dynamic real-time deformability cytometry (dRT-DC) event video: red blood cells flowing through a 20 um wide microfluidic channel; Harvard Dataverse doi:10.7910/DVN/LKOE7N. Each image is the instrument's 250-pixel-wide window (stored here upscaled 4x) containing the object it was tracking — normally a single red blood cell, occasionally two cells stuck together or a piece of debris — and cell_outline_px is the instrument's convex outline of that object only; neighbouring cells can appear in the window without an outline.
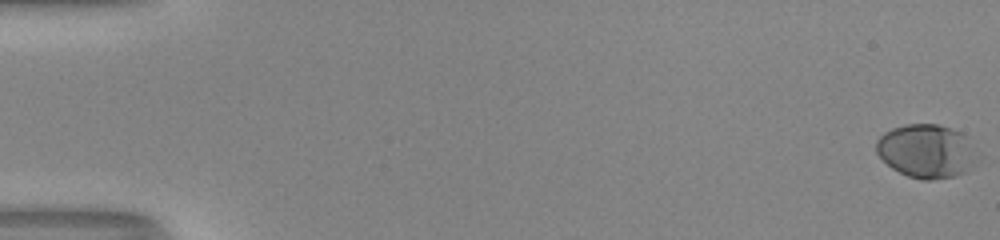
{"species": "human", "species_latin": "Homo sapiens", "temperature_condition": "room temperature", "stored_images_in_passage": 53, "camera_frame_rate_fps": 3000, "um_per_image_px": 0.085, "donor": {"sex": "male"}, "frame": {"image": 1, "passage_image": 1, "time_ms": 0.0, "image_size_px": [1000, 240], "cell_outline_px": [[980, 160], [964, 172], [956, 176], [928, 180], [924, 180], [908, 176], [892, 168], [876, 152], [876, 140], [884, 132], [892, 128], [904, 124], [936, 124], [960, 132], [968, 136], [980, 156]], "centroid_in_image_um": [78.8, 12.84], "position_along_channel_um": 6.2, "area_um2": 31.85}}
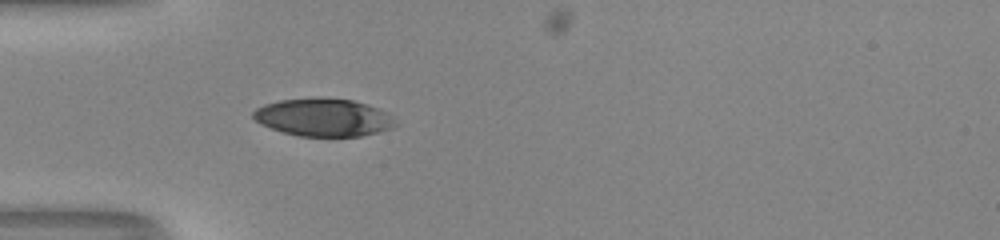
{"frame": {"image": 2, "passage_image": 19, "time_ms": 6.0, "image_size_px": [1000, 240], "cell_outline_px": [[396, 124], [392, 128], [360, 136], [300, 136], [284, 132], [260, 124], [252, 116], [252, 112], [256, 108], [264, 104], [280, 100], [316, 96], [320, 96], [352, 100], [368, 104], [388, 112], [392, 116]], "centroid_in_image_um": [27.48, 9.95], "position_along_channel_um": 57.5, "area_um2": 31.56}}
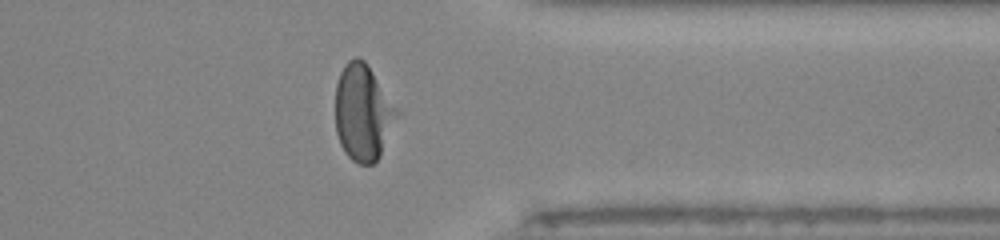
{"frame": {"image": 3, "passage_image": 44, "time_ms": 14.333, "image_size_px": [1000, 240], "cell_outline_px": [[400, 112], [380, 156], [372, 164], [356, 164], [344, 152], [340, 144], [336, 132], [336, 84], [340, 72], [344, 64], [348, 60], [356, 56], [364, 60]], "centroid_in_image_um": [30.84, 9.58], "position_along_channel_um": 380.6, "area_um2": 34.45}}